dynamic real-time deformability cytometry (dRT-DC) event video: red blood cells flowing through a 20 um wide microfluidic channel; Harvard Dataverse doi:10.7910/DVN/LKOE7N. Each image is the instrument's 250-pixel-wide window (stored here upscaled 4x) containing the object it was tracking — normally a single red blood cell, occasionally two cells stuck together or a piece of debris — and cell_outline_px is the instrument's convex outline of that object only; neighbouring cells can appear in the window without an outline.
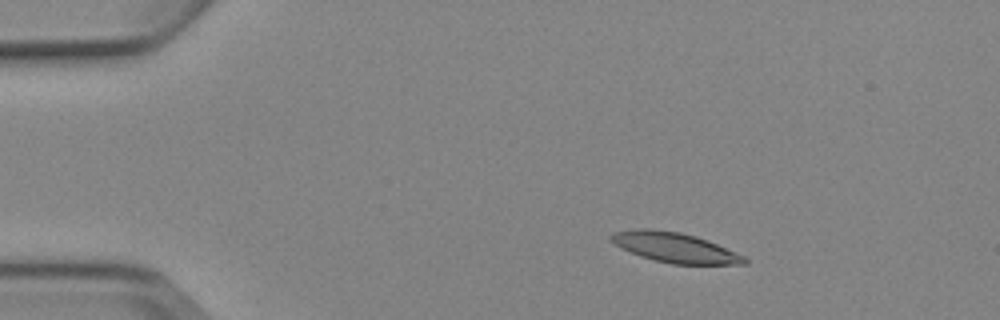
{"species": "Egyptian fruit bat (a non-hibernating species)", "species_latin": "Rousettus aegyptiacus", "temperature_condition": "cold", "stored_images_in_passage": 4, "camera_frame_rate_fps": 3000, "um_per_image_px": 0.085, "animal": {"sex": "female"}, "frame": {"image": 1, "passage_image": 2, "time_ms": 2.0, "image_size_px": [1000, 320], "cell_outline_px": [[748, 264], [672, 264], [652, 260], [640, 256], [620, 248], [608, 236], [612, 232], [636, 228], [648, 228], [680, 232], [696, 236], [716, 244], [744, 256], [748, 260]], "centroid_in_image_um": [57.31, 21.03], "position_along_channel_um": 27.7, "area_um2": 23.24}}